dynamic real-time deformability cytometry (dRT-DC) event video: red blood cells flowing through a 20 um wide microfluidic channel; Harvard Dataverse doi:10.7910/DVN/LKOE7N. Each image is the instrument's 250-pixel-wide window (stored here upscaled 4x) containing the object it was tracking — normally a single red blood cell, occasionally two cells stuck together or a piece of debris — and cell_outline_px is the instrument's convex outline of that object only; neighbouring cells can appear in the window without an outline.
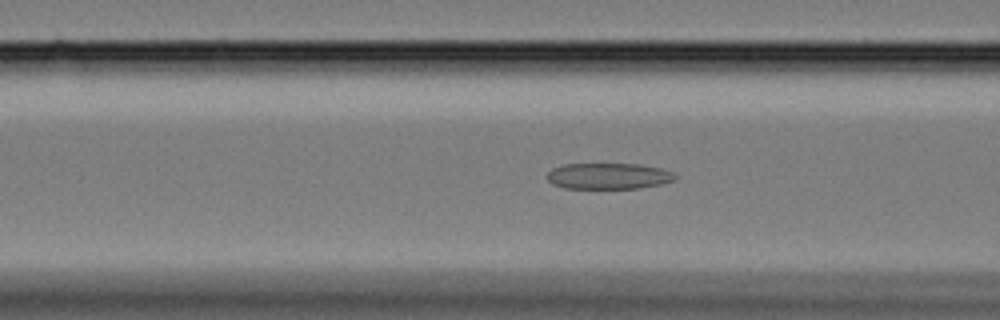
{"species": "Egyptian fruit bat (a non-hibernating species)", "species_latin": "Rousettus aegyptiacus", "temperature_condition": "cold", "stored_images_in_passage": 31, "camera_frame_rate_fps": 3000, "um_per_image_px": 0.085, "animal": {"sex": "female"}, "frame": {"image": 1, "passage_image": 18, "time_ms": 5.667, "image_size_px": [1000, 320], "cell_outline_px": [[680, 176], [672, 180], [660, 184], [640, 188], [564, 188], [552, 184], [548, 180], [548, 172], [552, 168], [564, 164], [640, 164], [660, 168], [672, 172]], "centroid_in_image_um": [51.72, 14.96], "position_along_channel_um": 114.9, "area_um2": 19.42}}
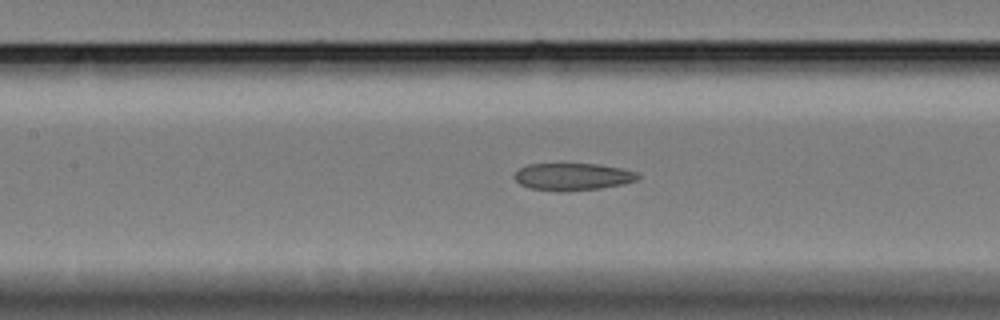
{"frame": {"image": 2, "passage_image": 22, "time_ms": 7.0, "image_size_px": [1000, 320], "cell_outline_px": [[640, 176], [636, 180], [620, 184], [600, 188], [568, 192], [556, 192], [528, 188], [520, 184], [512, 176], [520, 168], [528, 164], [596, 164], [620, 168], [636, 172]], "centroid_in_image_um": [48.62, 15.03], "position_along_channel_um": 158.8, "area_um2": 19.65}}